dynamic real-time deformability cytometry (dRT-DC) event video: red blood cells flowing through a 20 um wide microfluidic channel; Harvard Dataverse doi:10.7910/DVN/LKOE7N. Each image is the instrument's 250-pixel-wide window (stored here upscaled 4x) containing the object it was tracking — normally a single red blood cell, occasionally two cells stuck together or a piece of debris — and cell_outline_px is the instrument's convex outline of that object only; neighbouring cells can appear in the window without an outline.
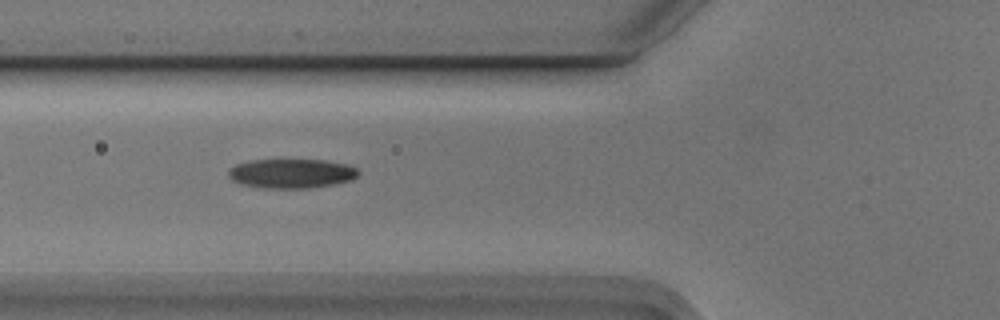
{"species": "Egyptian fruit bat (a non-hibernating species)", "species_latin": "Rousettus aegyptiacus", "temperature_condition": "cold", "stored_images_in_passage": 4, "camera_frame_rate_fps": 3000, "um_per_image_px": 0.085, "animal": {"sex": "male"}, "frame": {"image": 1, "passage_image": 2, "time_ms": 0.333, "image_size_px": [1000, 320], "cell_outline_px": [[360, 172], [352, 180], [332, 184], [308, 188], [264, 188], [240, 184], [232, 180], [228, 176], [228, 168], [236, 164], [248, 160], [324, 160], [348, 164], [356, 168]], "centroid_in_image_um": [24.74, 14.74], "position_along_channel_um": 101.1, "area_um2": 22.31}}
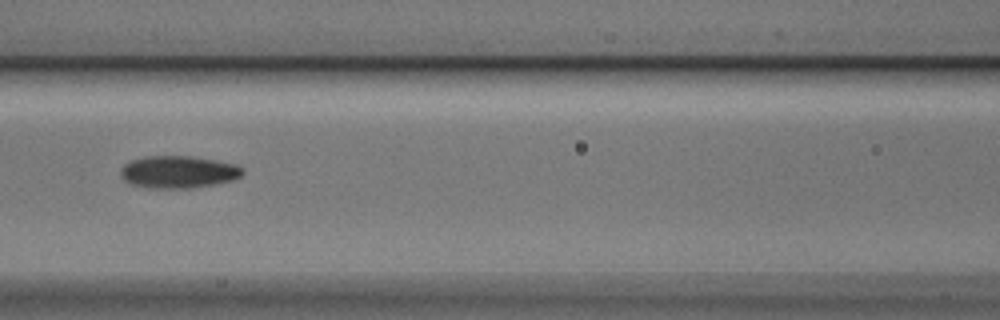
{"frame": {"image": 2, "passage_image": 3, "time_ms": 0.667, "image_size_px": [1000, 320], "cell_outline_px": [[244, 172], [240, 176], [232, 180], [216, 184], [192, 188], [148, 188], [128, 184], [124, 180], [120, 172], [124, 164], [132, 160], [144, 156], [192, 156], [216, 160], [236, 164], [244, 168]], "centroid_in_image_um": [15.16, 14.62], "position_along_channel_um": 151.4, "area_um2": 23.18}}
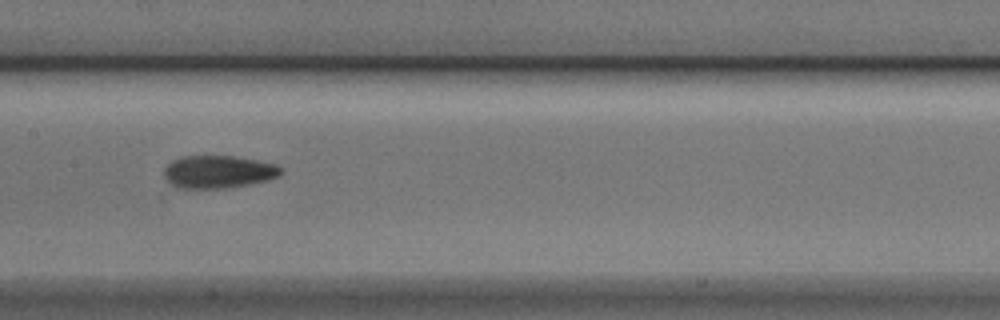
{"frame": {"image": 3, "passage_image": 4, "time_ms": 1.0, "image_size_px": [1000, 320], "cell_outline_px": [[284, 172], [280, 176], [268, 180], [252, 184], [228, 188], [180, 188], [172, 184], [164, 176], [164, 168], [172, 160], [180, 156], [236, 156], [276, 164], [284, 168]], "centroid_in_image_um": [18.61, 14.6], "position_along_channel_um": 188.8, "area_um2": 22.54}}